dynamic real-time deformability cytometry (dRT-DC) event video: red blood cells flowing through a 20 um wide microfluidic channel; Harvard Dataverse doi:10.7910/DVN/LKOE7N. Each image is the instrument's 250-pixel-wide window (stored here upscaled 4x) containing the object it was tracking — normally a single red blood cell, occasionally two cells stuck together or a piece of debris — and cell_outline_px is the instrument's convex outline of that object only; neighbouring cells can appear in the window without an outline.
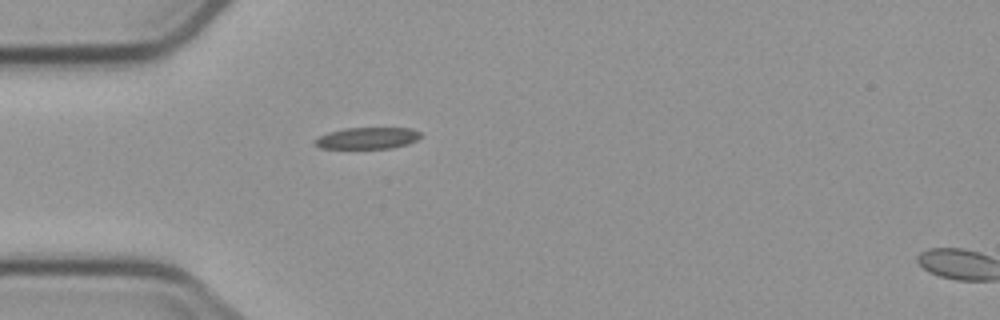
{"species": "common noctule bat (a hibernating species)", "species_latin": "Nyctalus noctula", "temperature_condition": "cold", "stored_images_in_passage": 1, "camera_frame_rate_fps": 3000, "um_per_image_px": 0.085, "animal": {"sex": "male", "body_mass_g": 23.1, "forearm_length_mm": 52.7}, "frame": {"image": 1, "passage_image": 1, "time_ms": 0.0, "image_size_px": [1000, 320], "cell_outline_px": [[420, 136], [416, 140], [408, 144], [392, 148], [320, 148], [312, 140], [328, 132], [344, 128], [412, 128], [420, 132]], "centroid_in_image_um": [31.22, 11.73], "position_along_channel_um": 53.8, "area_um2": 13.24}}